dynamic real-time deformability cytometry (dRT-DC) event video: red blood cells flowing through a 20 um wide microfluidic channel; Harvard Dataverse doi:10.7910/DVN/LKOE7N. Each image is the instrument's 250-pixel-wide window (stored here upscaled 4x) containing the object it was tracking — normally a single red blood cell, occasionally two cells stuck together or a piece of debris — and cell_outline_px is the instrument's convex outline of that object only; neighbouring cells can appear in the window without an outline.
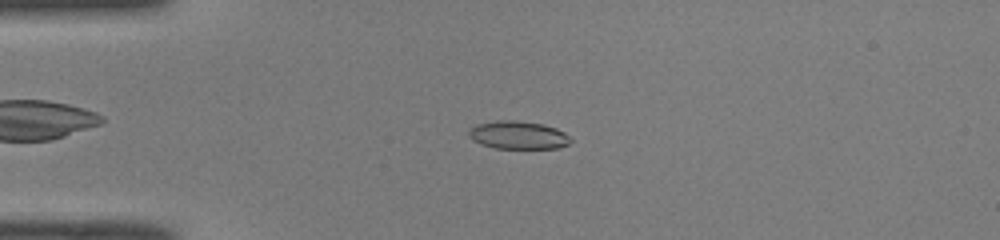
{"species": "common noctule bat (a hibernating species)", "species_latin": "Nyctalus noctula", "temperature_condition": "room temperature", "stored_images_in_passage": 49, "camera_frame_rate_fps": 3000, "um_per_image_px": 0.085, "animal": {"sex": "male", "body_mass_g": 19.0, "forearm_length_mm": 50.8}, "frame": {"image": 1, "passage_image": 12, "time_ms": 3.667, "image_size_px": [1000, 240], "cell_outline_px": [[572, 140], [568, 144], [560, 148], [496, 148], [480, 144], [472, 140], [468, 136], [468, 128], [476, 124], [500, 120], [512, 120], [544, 124], [556, 128], [564, 132]], "centroid_in_image_um": [44.01, 11.48], "position_along_channel_um": 41.0, "area_um2": 16.7}}
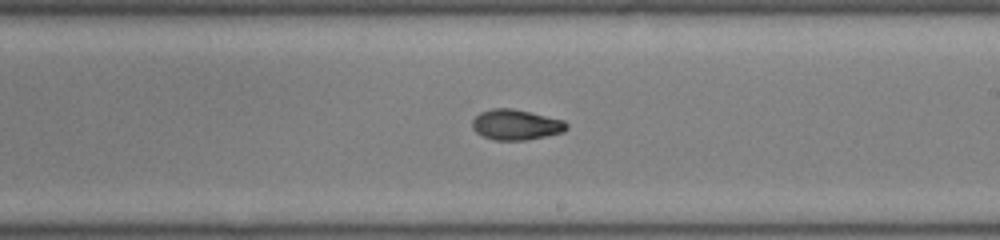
{"frame": {"image": 2, "passage_image": 29, "time_ms": 9.333, "image_size_px": [1000, 240], "cell_outline_px": [[568, 128], [564, 132], [524, 140], [496, 140], [484, 136], [476, 132], [472, 128], [472, 120], [480, 112], [492, 108], [512, 108], [564, 120], [568, 124]], "centroid_in_image_um": [43.85, 10.59], "position_along_channel_um": 245.1, "area_um2": 16.65}}
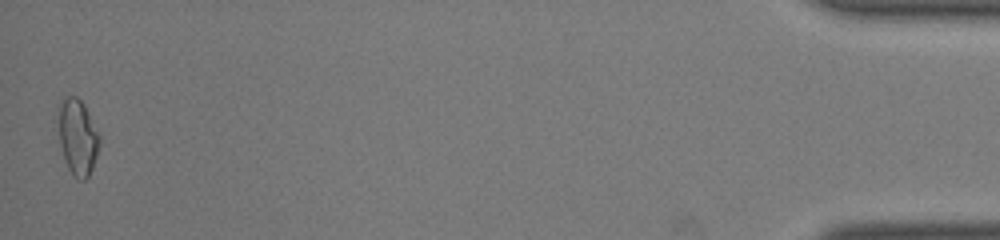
{"frame": {"image": 3, "passage_image": 49, "time_ms": 16.0, "image_size_px": [1000, 240], "cell_outline_px": [[100, 144], [92, 168], [88, 176], [84, 180], [76, 180], [72, 176], [64, 160], [60, 144], [56, 108], [56, 104], [64, 96], [76, 96], [84, 104], [100, 136]], "centroid_in_image_um": [6.55, 11.61], "position_along_channel_um": 428.6, "area_um2": 18.67}, "authors_computed_cell_mechanics": {"area_um2": 16.8198, "velocity_mm_per_s": 4.1042, "shape_relaxation_time_tau1_ms": 10.2333, "shape_relaxation_time_tau2_ms": 4.3238, "deformation_change_tau1": 0.2672, "deformation_change_tau2": 0.0887}}